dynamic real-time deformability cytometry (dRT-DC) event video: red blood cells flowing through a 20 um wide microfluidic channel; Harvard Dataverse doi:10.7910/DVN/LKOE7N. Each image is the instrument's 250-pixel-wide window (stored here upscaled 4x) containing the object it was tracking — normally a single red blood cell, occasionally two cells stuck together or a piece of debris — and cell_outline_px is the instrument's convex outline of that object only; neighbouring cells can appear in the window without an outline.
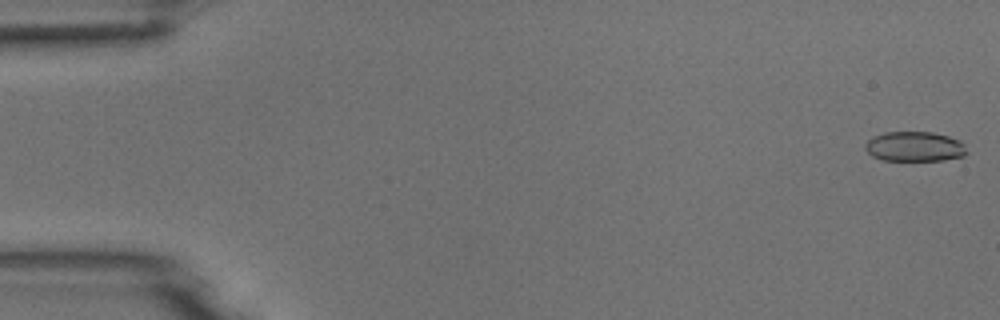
{"species": "common noctule bat (a hibernating species)", "species_latin": "Nyctalus noctula", "temperature_condition": "room temperature", "stored_images_in_passage": 53, "camera_frame_rate_fps": 3000, "um_per_image_px": 0.085, "animal": {"sex": "male", "body_mass_g": 18.8}, "frame": {"image": 1, "passage_image": 1, "time_ms": 0.0, "image_size_px": [1000, 320], "cell_outline_px": [[968, 152], [964, 156], [944, 160], [884, 160], [872, 156], [864, 148], [864, 144], [872, 136], [884, 132], [932, 132], [948, 136], [960, 140], [964, 144]], "centroid_in_image_um": [77.74, 12.45], "position_along_channel_um": 7.3, "area_um2": 17.8}}
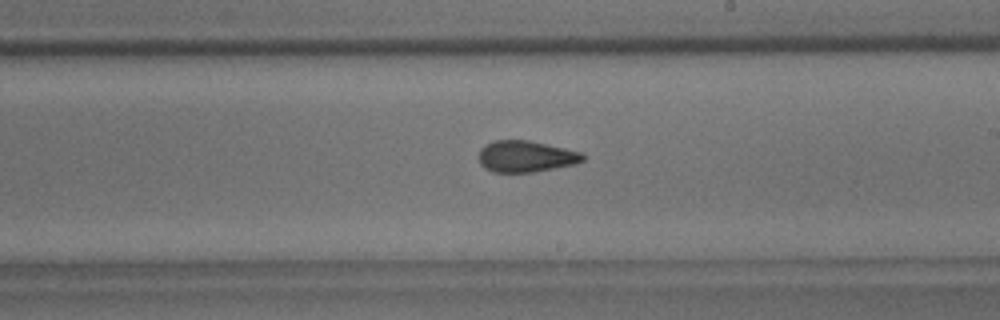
{"frame": {"image": 2, "passage_image": 31, "time_ms": 10.0, "image_size_px": [1000, 320], "cell_outline_px": [[584, 160], [576, 164], [532, 172], [492, 172], [484, 168], [480, 164], [480, 148], [484, 144], [496, 140], [528, 140], [584, 152]], "centroid_in_image_um": [44.71, 13.29], "position_along_channel_um": 244.3, "area_um2": 19.13}}
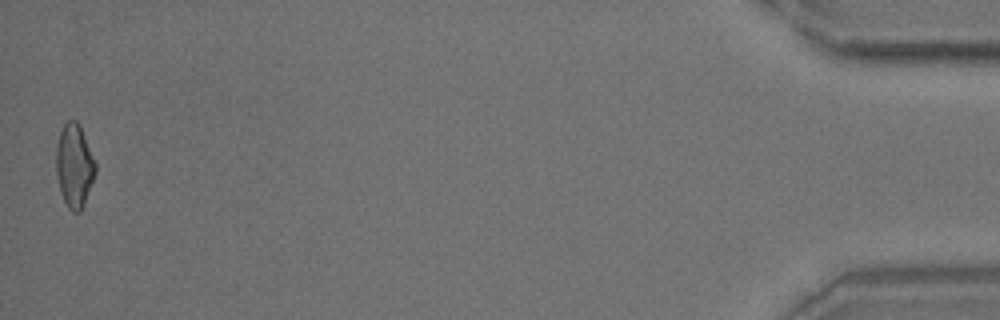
{"frame": {"image": 3, "passage_image": 53, "time_ms": 17.333, "image_size_px": [1000, 320], "cell_outline_px": [[96, 172], [84, 204], [80, 212], [72, 212], [68, 208], [60, 192], [56, 172], [56, 144], [60, 132], [64, 124], [68, 120], [76, 120], [80, 124], [96, 164]], "centroid_in_image_um": [6.31, 14.08], "position_along_channel_um": 428.9, "area_um2": 19.13}}